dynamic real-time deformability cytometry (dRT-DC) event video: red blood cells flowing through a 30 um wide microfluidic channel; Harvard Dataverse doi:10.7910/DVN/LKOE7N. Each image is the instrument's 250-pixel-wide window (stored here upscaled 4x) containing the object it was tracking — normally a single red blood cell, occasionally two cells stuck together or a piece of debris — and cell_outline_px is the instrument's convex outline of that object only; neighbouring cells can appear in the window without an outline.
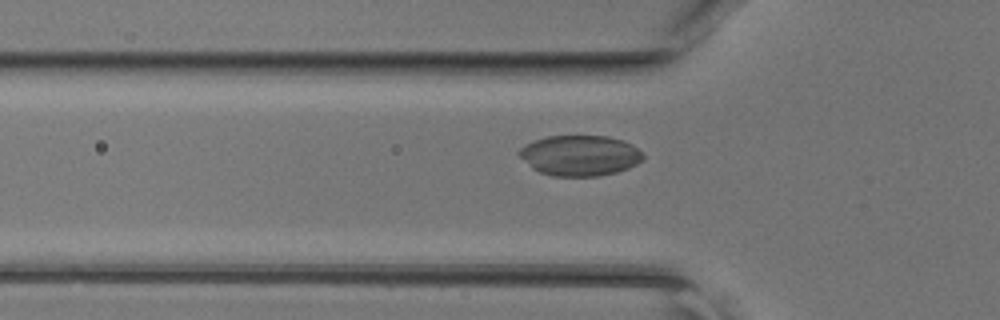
{"species": "common noctule bat (a hibernating species)", "species_latin": "Nyctalus noctula", "temperature_condition": "room temperature", "stored_images_in_passage": 28, "camera_frame_rate_fps": 3000, "um_per_image_px": 0.085, "animal": {"sex": "female", "body_mass_g": 17.0, "forearm_length_mm": 48.0}, "frame": {"image": 1, "passage_image": 2, "time_ms": 0.333, "image_size_px": [1000, 320], "cell_outline_px": [[644, 160], [628, 168], [616, 172], [600, 176], [552, 176], [540, 172], [532, 168], [516, 152], [524, 144], [548, 136], [608, 136], [624, 140], [632, 144], [644, 156]], "centroid_in_image_um": [49.29, 13.22], "position_along_channel_um": 76.5, "area_um2": 29.3}}
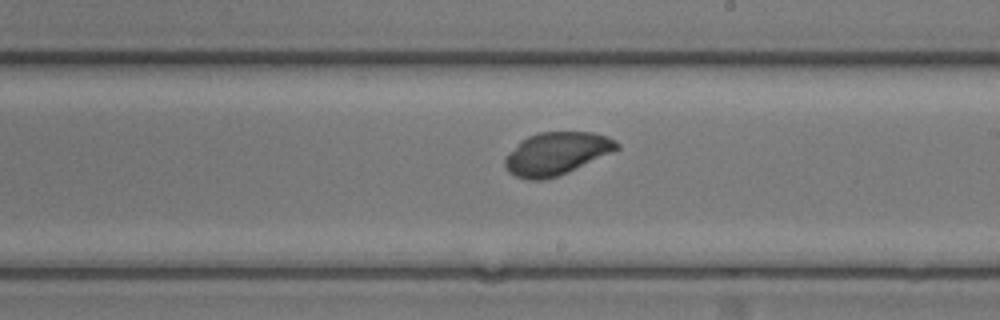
{"frame": {"image": 2, "passage_image": 13, "time_ms": 4.0, "image_size_px": [1000, 320], "cell_outline_px": [[620, 148], [612, 152], [568, 172], [544, 180], [528, 180], [516, 176], [508, 172], [504, 164], [504, 156], [508, 152], [528, 136], [540, 132], [592, 132], [608, 136], [616, 140], [620, 144]], "centroid_in_image_um": [47.3, 13.05], "position_along_channel_um": 241.7, "area_um2": 27.8}}
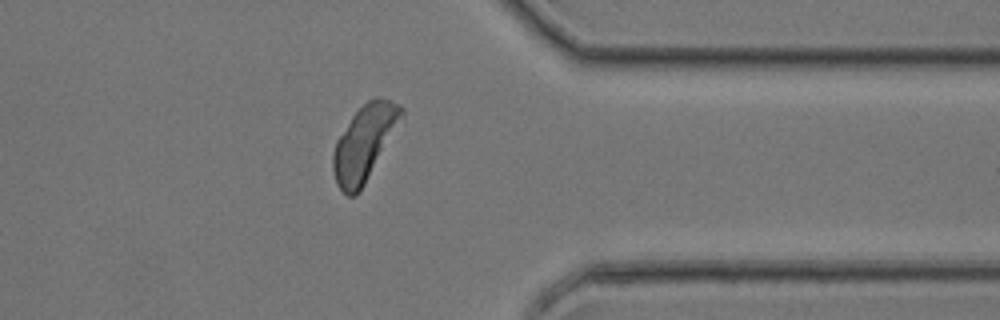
{"frame": {"image": 3, "passage_image": 23, "time_ms": 7.333, "image_size_px": [1000, 320], "cell_outline_px": [[404, 112], [360, 192], [356, 196], [348, 196], [336, 184], [332, 168], [332, 152], [336, 140], [352, 116], [368, 100], [376, 96], [380, 96], [400, 104], [404, 108]], "centroid_in_image_um": [30.92, 12.14], "position_along_channel_um": 380.5, "area_um2": 29.36}}